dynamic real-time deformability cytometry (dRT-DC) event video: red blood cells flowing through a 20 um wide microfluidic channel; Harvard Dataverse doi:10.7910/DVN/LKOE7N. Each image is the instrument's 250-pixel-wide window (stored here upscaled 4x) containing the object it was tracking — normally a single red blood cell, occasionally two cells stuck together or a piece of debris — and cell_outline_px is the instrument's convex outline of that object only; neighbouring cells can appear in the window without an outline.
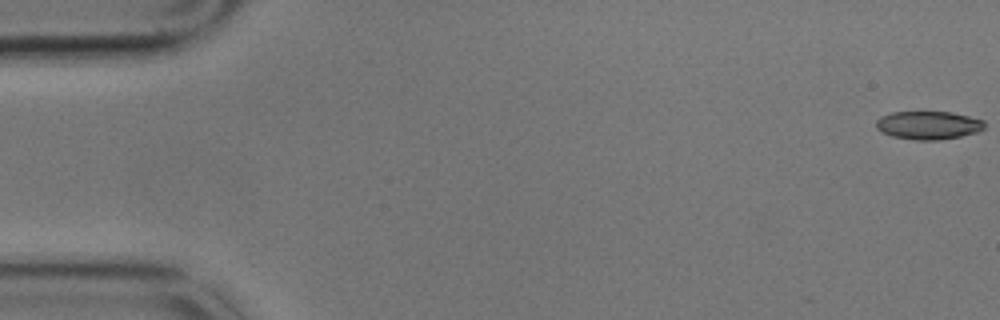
{"species": "common noctule bat (a hibernating species)", "species_latin": "Nyctalus noctula", "temperature_condition": "cold", "stored_images_in_passage": 56, "camera_frame_rate_fps": 3000, "um_per_image_px": 0.085, "animal": {"sex": "male", "body_mass_g": 17.9}, "frame": {"image": 1, "passage_image": 1, "time_ms": 0.0, "image_size_px": [1000, 320], "cell_outline_px": [[984, 128], [980, 132], [940, 140], [916, 140], [892, 136], [876, 128], [876, 120], [880, 116], [892, 112], [952, 112], [984, 120]], "centroid_in_image_um": [78.92, 10.64], "position_along_channel_um": 6.1, "area_um2": 17.86}}
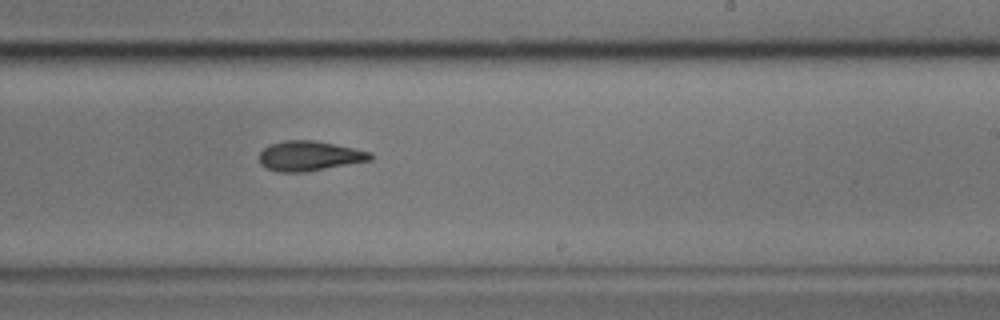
{"frame": {"image": 2, "passage_image": 35, "time_ms": 11.333, "image_size_px": [1000, 320], "cell_outline_px": [[372, 160], [304, 172], [280, 172], [268, 168], [260, 164], [260, 152], [268, 144], [284, 140], [316, 140], [352, 148], [368, 152], [372, 156]], "centroid_in_image_um": [26.25, 13.24], "position_along_channel_um": 262.7, "area_um2": 19.13}}
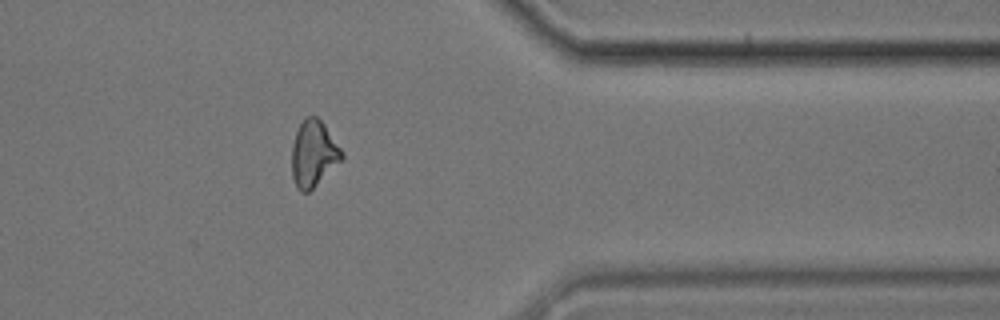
{"frame": {"image": 3, "passage_image": 47, "time_ms": 15.333, "image_size_px": [1000, 320], "cell_outline_px": [[344, 160], [308, 192], [300, 192], [296, 188], [292, 176], [292, 144], [296, 132], [300, 124], [308, 116], [316, 116], [324, 124], [344, 152]], "centroid_in_image_um": [26.67, 13.09], "position_along_channel_um": 384.7, "area_um2": 19.42}, "authors_computed_cell_mechanics": {"area_um2": 19.363, "velocity_mm_per_s": 3.4354, "shape_relaxation_time_tau1_ms": 4.4508, "shape_relaxation_time_tau2_ms": 5.3723, "deformation_change_tau1": 0.1464, "deformation_change_tau2": 0.1317}}